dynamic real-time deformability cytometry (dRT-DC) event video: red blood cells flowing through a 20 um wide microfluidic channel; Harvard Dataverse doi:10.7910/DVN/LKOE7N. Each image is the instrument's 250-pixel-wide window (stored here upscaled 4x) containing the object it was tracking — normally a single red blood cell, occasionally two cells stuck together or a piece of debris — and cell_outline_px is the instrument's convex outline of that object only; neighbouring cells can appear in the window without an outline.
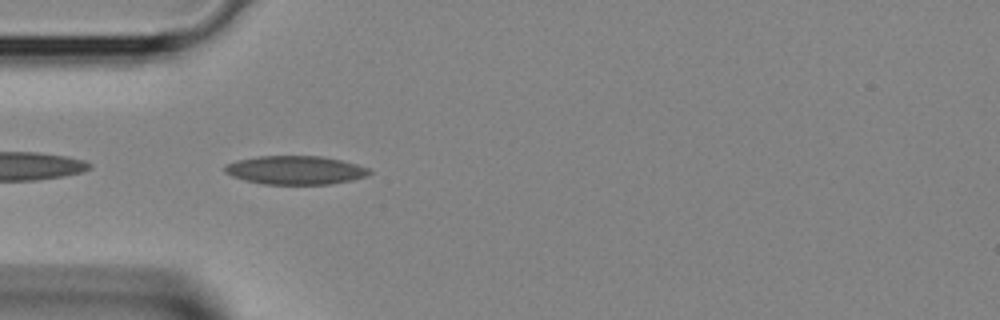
{"species": "Egyptian fruit bat (a non-hibernating species)", "species_latin": "Rousettus aegyptiacus", "temperature_condition": "room temperature", "stored_images_in_passage": 13, "camera_frame_rate_fps": 3000, "um_per_image_px": 0.085, "animal": {"sex": "female"}, "frame": {"image": 1, "passage_image": 3, "time_ms": 0.667, "image_size_px": [1000, 320], "cell_outline_px": [[372, 172], [368, 176], [352, 180], [332, 184], [264, 184], [244, 180], [232, 176], [224, 172], [224, 164], [236, 160], [256, 156], [320, 156], [340, 160], [356, 164], [368, 168]], "centroid_in_image_um": [25.08, 14.46], "position_along_channel_um": 59.9, "area_um2": 24.22}}
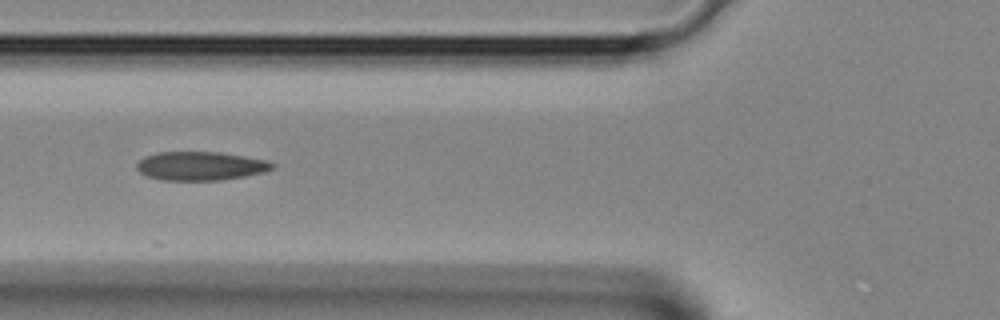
{"frame": {"image": 2, "passage_image": 6, "time_ms": 1.667, "image_size_px": [1000, 320], "cell_outline_px": [[276, 168], [264, 172], [244, 176], [216, 180], [164, 180], [148, 176], [140, 172], [136, 168], [136, 164], [144, 156], [160, 152], [220, 152], [268, 160], [276, 164]], "centroid_in_image_um": [17.08, 14.1], "position_along_channel_um": 108.7, "area_um2": 22.66}}
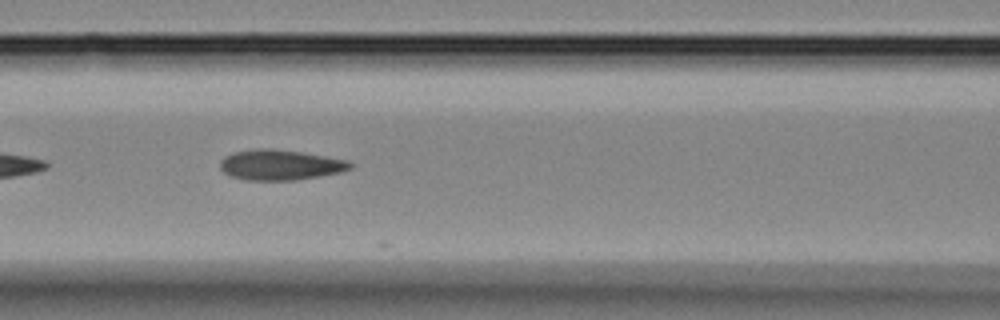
{"frame": {"image": 3, "passage_image": 8, "time_ms": 2.333, "image_size_px": [1000, 320], "cell_outline_px": [[352, 168], [340, 172], [320, 176], [296, 180], [244, 180], [232, 176], [224, 172], [220, 168], [220, 160], [224, 156], [236, 152], [256, 148], [272, 148], [300, 152], [348, 160], [352, 164]], "centroid_in_image_um": [23.8, 14.01], "position_along_channel_um": 142.8, "area_um2": 22.95}}